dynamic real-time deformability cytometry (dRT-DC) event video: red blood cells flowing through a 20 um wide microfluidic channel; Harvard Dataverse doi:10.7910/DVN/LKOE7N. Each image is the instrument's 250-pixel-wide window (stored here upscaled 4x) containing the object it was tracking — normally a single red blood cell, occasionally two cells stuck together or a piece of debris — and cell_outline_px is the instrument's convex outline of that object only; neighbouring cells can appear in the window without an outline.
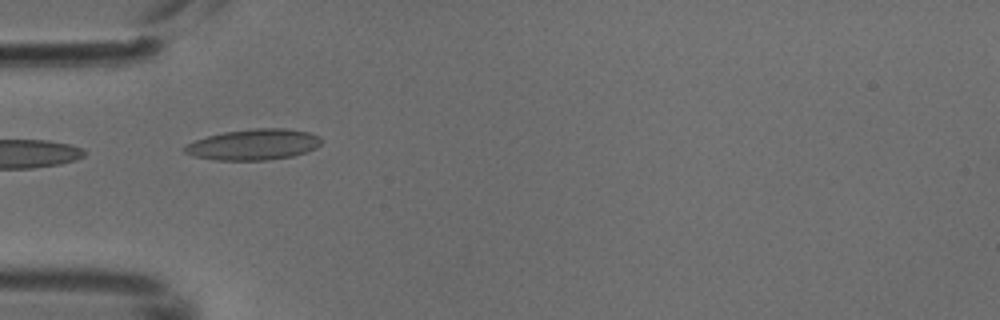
{"species": "common noctule bat (a hibernating species)", "species_latin": "Nyctalus noctula", "temperature_condition": "cold", "stored_images_in_passage": 5, "camera_frame_rate_fps": 3000, "um_per_image_px": 0.085, "animal": {"sex": "male", "body_mass_g": 18.8}, "frame": {"image": 1, "passage_image": 5, "time_ms": 1.333, "image_size_px": [1000, 320], "cell_outline_px": [[320, 144], [316, 148], [292, 156], [268, 160], [216, 160], [192, 156], [184, 152], [184, 148], [188, 144], [196, 140], [208, 136], [224, 132], [252, 128], [284, 128], [308, 132], [320, 136]], "centroid_in_image_um": [21.55, 12.28], "position_along_channel_um": 63.4, "area_um2": 24.45}}